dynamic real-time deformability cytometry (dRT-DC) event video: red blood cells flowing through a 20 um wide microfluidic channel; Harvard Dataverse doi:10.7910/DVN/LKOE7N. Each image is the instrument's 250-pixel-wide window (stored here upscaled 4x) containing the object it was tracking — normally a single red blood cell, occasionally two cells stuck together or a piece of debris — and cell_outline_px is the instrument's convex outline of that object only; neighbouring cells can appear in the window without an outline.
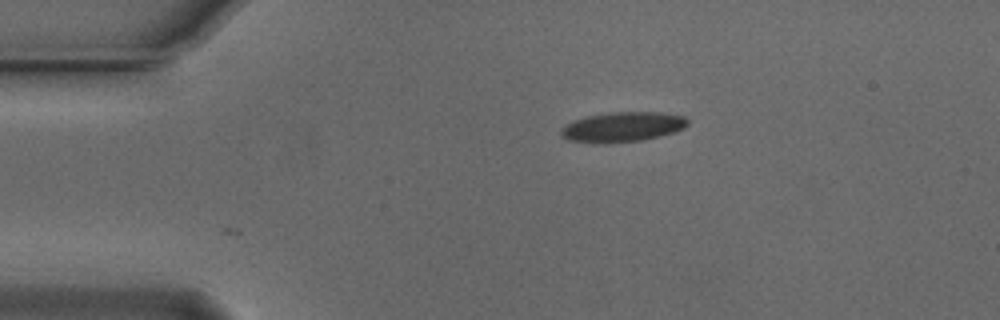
{"species": "Egyptian fruit bat (a non-hibernating species)", "species_latin": "Rousettus aegyptiacus", "temperature_condition": "cold", "stored_images_in_passage": 2, "camera_frame_rate_fps": 3000, "um_per_image_px": 0.085, "animal": {"sex": "male"}, "frame": {"image": 1, "passage_image": 1, "time_ms": 0.0, "image_size_px": [1000, 320], "cell_outline_px": [[688, 124], [684, 128], [676, 132], [644, 140], [568, 140], [560, 136], [560, 132], [572, 120], [588, 116], [608, 112], [664, 112], [684, 116], [688, 120]], "centroid_in_image_um": [53.02, 10.73], "position_along_channel_um": 32.0, "area_um2": 21.21}}